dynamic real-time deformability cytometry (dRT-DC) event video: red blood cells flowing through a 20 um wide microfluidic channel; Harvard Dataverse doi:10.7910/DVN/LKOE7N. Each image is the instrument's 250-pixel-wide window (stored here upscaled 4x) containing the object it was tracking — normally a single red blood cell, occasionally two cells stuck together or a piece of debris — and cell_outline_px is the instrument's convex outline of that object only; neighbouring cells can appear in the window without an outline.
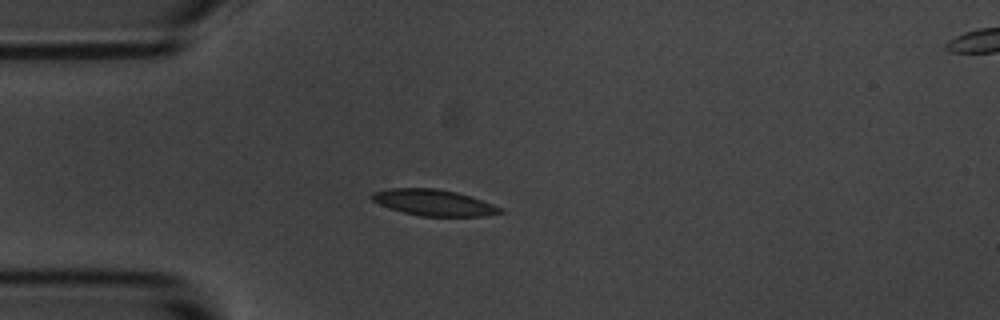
{"species": "common noctule bat (a hibernating species)", "species_latin": "Nyctalus noctula", "temperature_condition": "room temperature", "stored_images_in_passage": 7, "camera_frame_rate_fps": 3000, "um_per_image_px": 0.085, "animal": {"sex": "male", "body_mass_g": 20.1, "forearm_length_mm": 53.5}, "frame": {"image": 1, "passage_image": 4, "time_ms": 3.333, "image_size_px": [1000, 320], "cell_outline_px": [[504, 212], [484, 216], [420, 216], [404, 212], [380, 204], [372, 200], [368, 196], [372, 192], [388, 188], [436, 188], [456, 192], [504, 208]], "centroid_in_image_um": [36.85, 17.21], "position_along_channel_um": 48.2, "area_um2": 19.42}}
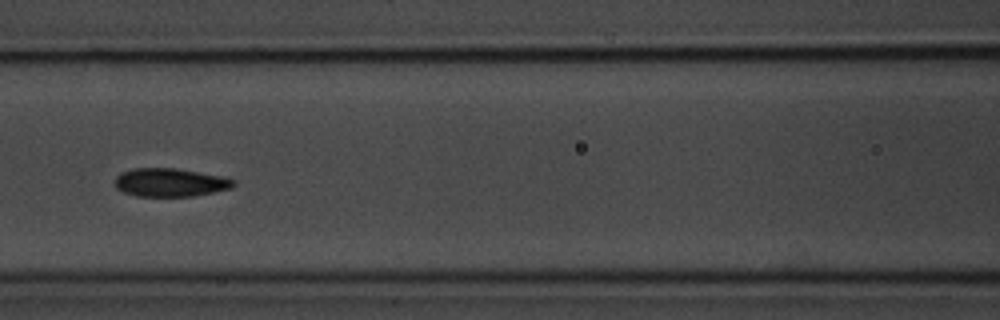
{"frame": {"image": 2, "passage_image": 7, "time_ms": 6.667, "image_size_px": [1000, 320], "cell_outline_px": [[236, 184], [232, 188], [192, 196], [136, 196], [124, 192], [116, 188], [116, 176], [120, 172], [132, 168], [176, 168], [224, 176], [236, 180]], "centroid_in_image_um": [14.48, 15.5], "position_along_channel_um": 152.1, "area_um2": 19.71}}